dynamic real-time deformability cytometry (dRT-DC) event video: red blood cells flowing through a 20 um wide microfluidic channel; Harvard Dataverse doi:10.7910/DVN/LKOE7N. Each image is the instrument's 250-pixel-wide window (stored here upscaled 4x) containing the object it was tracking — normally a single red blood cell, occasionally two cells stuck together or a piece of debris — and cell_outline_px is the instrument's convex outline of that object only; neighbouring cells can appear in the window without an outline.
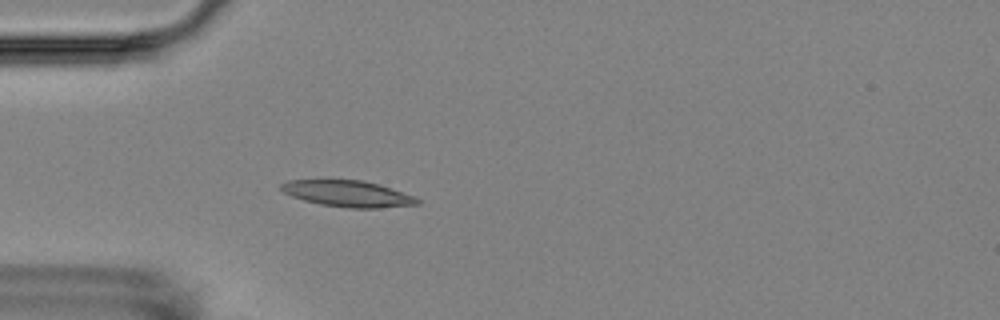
{"species": "Egyptian fruit bat (a non-hibernating species)", "species_latin": "Rousettus aegyptiacus", "temperature_condition": "room temperature", "stored_images_in_passage": 5, "camera_frame_rate_fps": 3000, "um_per_image_px": 0.085, "animal": {"sex": "female"}, "frame": {"image": 1, "passage_image": 5, "time_ms": 4.667, "image_size_px": [1000, 320], "cell_outline_px": [[420, 204], [376, 208], [348, 208], [320, 204], [304, 200], [292, 196], [284, 192], [280, 188], [280, 184], [288, 180], [360, 180], [376, 184], [416, 196], [420, 200]], "centroid_in_image_um": [29.56, 16.47], "position_along_channel_um": 55.4, "area_um2": 20.63}}